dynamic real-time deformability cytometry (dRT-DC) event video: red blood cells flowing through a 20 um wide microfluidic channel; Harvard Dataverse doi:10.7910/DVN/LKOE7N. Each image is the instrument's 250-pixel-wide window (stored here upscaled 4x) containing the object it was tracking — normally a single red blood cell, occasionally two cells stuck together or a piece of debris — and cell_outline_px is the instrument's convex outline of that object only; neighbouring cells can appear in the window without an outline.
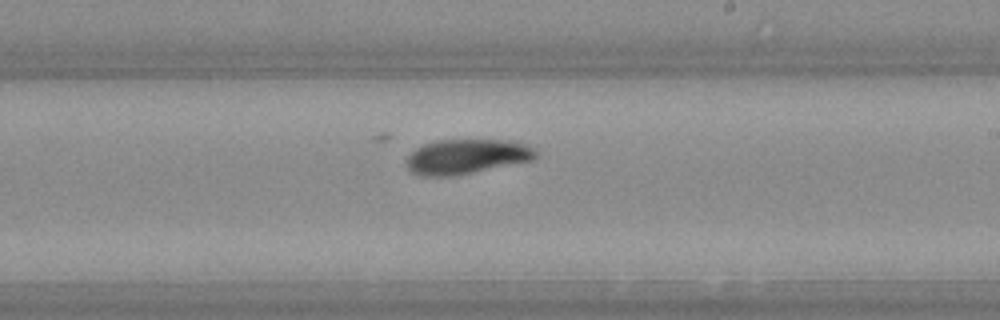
{"species": "Egyptian fruit bat (a non-hibernating species)", "species_latin": "Rousettus aegyptiacus", "temperature_condition": "warm", "stored_images_in_passage": 21, "camera_frame_rate_fps": 3000, "um_per_image_px": 0.085, "animal": {"sex": "female"}, "frame": {"image": 1, "passage_image": 12, "time_ms": 3.667, "image_size_px": [1000, 320], "cell_outline_px": [[536, 156], [532, 160], [472, 172], [448, 176], [424, 176], [412, 172], [408, 168], [404, 160], [416, 148], [424, 144], [436, 140], [512, 140], [528, 144], [536, 152]], "centroid_in_image_um": [39.63, 13.29], "position_along_channel_um": 249.4, "area_um2": 26.01}}
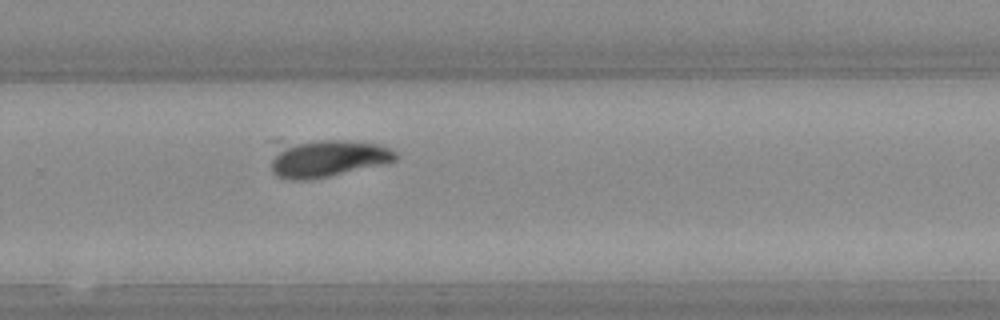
{"frame": {"image": 2, "passage_image": 15, "time_ms": 4.667, "image_size_px": [1000, 320], "cell_outline_px": [[396, 160], [388, 164], [328, 176], [276, 176], [272, 172], [268, 140], [348, 140], [380, 144], [392, 148], [396, 152]], "centroid_in_image_um": [27.71, 13.34], "position_along_channel_um": 302.1, "area_um2": 27.98}}
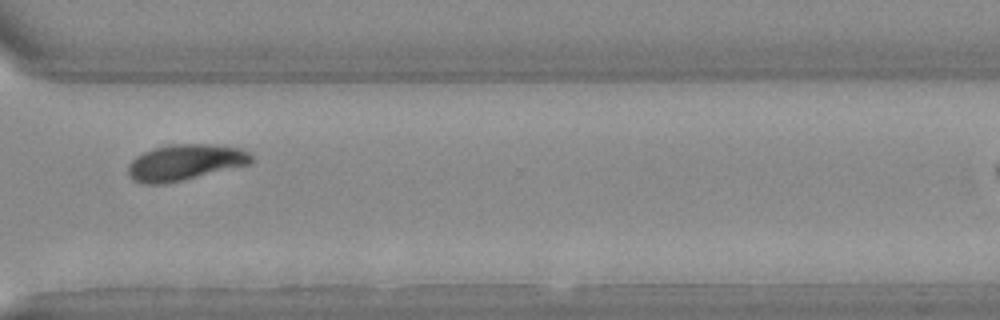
{"frame": {"image": 3, "passage_image": 18, "time_ms": 5.667, "image_size_px": [1000, 320], "cell_outline_px": [[252, 164], [184, 180], [164, 184], [144, 184], [132, 180], [128, 172], [128, 164], [136, 156], [144, 152], [168, 144], [212, 144], [240, 148], [252, 152]], "centroid_in_image_um": [15.76, 13.8], "position_along_channel_um": 354.8, "area_um2": 26.13}}